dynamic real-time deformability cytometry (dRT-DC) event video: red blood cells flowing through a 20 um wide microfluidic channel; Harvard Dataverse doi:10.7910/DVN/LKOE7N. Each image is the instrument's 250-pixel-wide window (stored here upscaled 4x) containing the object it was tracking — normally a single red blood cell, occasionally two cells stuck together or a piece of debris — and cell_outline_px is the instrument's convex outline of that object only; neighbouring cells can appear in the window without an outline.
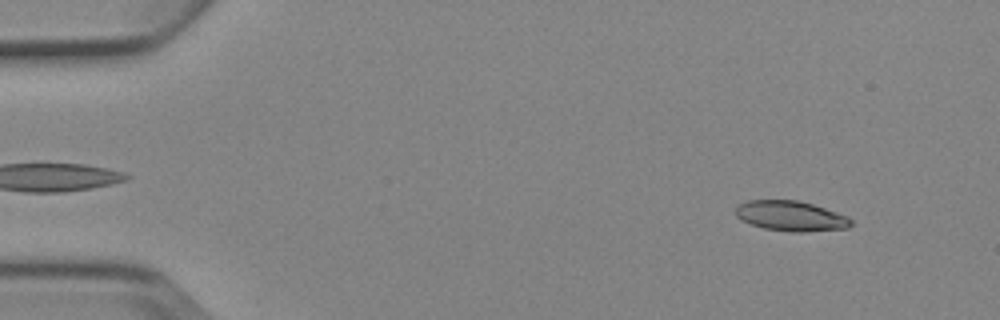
{"species": "Egyptian fruit bat (a non-hibernating species)", "species_latin": "Rousettus aegyptiacus", "temperature_condition": "cold", "stored_images_in_passage": 4, "camera_frame_rate_fps": 3000, "um_per_image_px": 0.085, "animal": {"sex": "female"}, "frame": {"image": 1, "passage_image": 1, "time_ms": 0.0, "image_size_px": [1000, 320], "cell_outline_px": [[852, 224], [848, 228], [804, 232], [788, 232], [764, 228], [740, 220], [736, 216], [736, 208], [740, 204], [748, 200], [796, 200], [812, 204], [848, 216], [852, 220]], "centroid_in_image_um": [67.23, 18.37], "position_along_channel_um": 17.8, "area_um2": 20.23}}
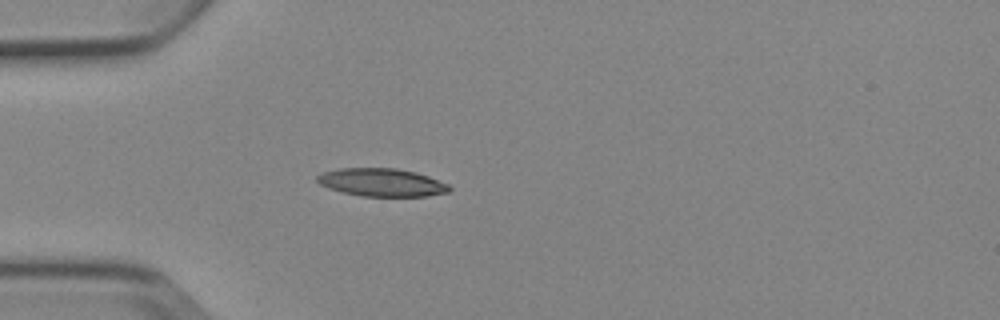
{"frame": {"image": 2, "passage_image": 4, "time_ms": 3.333, "image_size_px": [1000, 320], "cell_outline_px": [[452, 188], [448, 192], [428, 196], [360, 196], [328, 188], [320, 184], [316, 180], [316, 176], [324, 172], [340, 168], [396, 168], [416, 172], [428, 176], [448, 184]], "centroid_in_image_um": [32.45, 15.5], "position_along_channel_um": 52.5, "area_um2": 21.5}}